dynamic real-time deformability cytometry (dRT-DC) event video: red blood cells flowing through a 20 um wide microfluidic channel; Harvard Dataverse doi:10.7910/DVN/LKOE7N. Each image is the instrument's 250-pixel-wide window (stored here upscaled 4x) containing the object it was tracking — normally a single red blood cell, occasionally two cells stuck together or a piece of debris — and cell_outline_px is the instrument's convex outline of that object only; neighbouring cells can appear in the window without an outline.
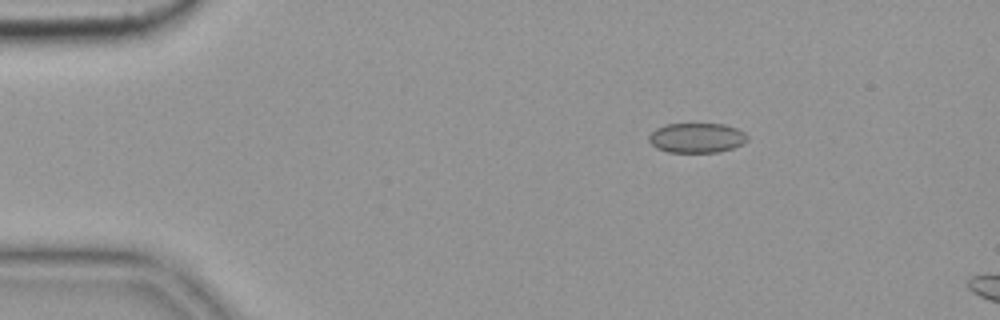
{"species": "common noctule bat (a hibernating species)", "species_latin": "Nyctalus noctula", "temperature_condition": "cold", "stored_images_in_passage": 3, "camera_frame_rate_fps": 3000, "um_per_image_px": 0.085, "animal": {"sex": "female", "body_mass_g": 19.9}, "frame": {"image": 1, "passage_image": 1, "time_ms": 0.0, "image_size_px": [1000, 320], "cell_outline_px": [[748, 140], [744, 144], [720, 152], [668, 152], [656, 148], [648, 140], [648, 136], [656, 128], [664, 124], [724, 124], [736, 128], [744, 132], [748, 136]], "centroid_in_image_um": [59.23, 11.72], "position_along_channel_um": 25.8, "area_um2": 17.22}}